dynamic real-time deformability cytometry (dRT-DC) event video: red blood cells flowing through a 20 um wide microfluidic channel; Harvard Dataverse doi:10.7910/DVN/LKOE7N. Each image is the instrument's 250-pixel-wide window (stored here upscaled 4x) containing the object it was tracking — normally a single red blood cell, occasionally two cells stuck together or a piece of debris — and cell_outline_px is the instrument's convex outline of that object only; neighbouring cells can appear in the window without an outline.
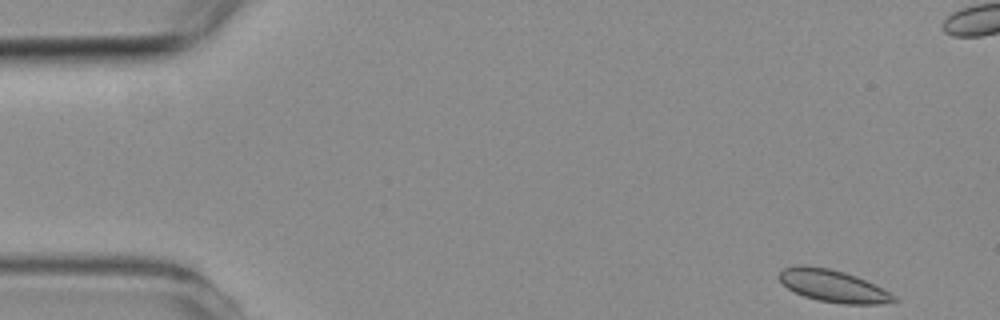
{"species": "common noctule bat (a hibernating species)", "species_latin": "Nyctalus noctula", "temperature_condition": "room temperature", "stored_images_in_passage": 5, "camera_frame_rate_fps": 3000, "um_per_image_px": 0.085, "animal": {"sex": "female", "body_mass_g": 19.3, "forearm_length_mm": 54.1}, "frame": {"image": 1, "passage_image": 1, "time_ms": 0.0, "image_size_px": [1000, 320], "cell_outline_px": [[900, 300], [876, 304], [844, 304], [820, 300], [804, 296], [788, 288], [776, 276], [784, 268], [796, 264], [804, 264], [828, 268], [844, 272], [856, 276], [896, 296]], "centroid_in_image_um": [70.76, 24.29], "position_along_channel_um": 14.2, "area_um2": 21.27}}